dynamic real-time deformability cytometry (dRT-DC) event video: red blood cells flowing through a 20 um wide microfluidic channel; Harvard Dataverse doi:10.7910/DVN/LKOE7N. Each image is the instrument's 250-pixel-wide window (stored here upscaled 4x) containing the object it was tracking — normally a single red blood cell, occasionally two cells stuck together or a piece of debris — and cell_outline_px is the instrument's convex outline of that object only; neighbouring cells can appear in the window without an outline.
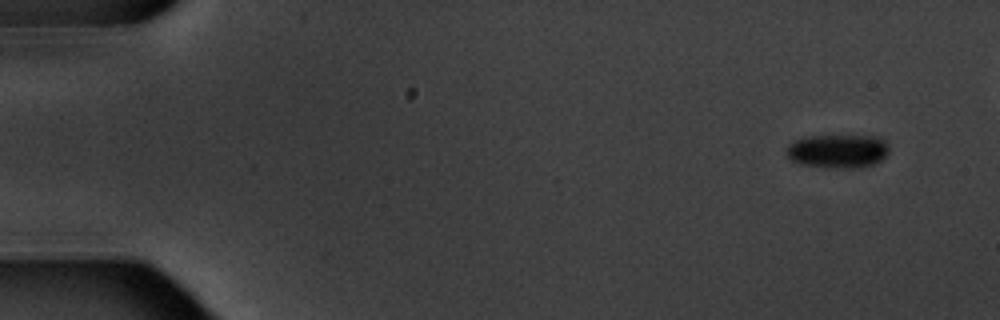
{"species": "common noctule bat (a hibernating species)", "species_latin": "Nyctalus noctula", "temperature_condition": "warm", "stored_images_in_passage": 6, "camera_frame_rate_fps": 3000, "um_per_image_px": 0.085, "animal": {"sex": "male", "body_mass_g": 20.1, "forearm_length_mm": 53.5}, "frame": {"image": 1, "passage_image": 1, "time_ms": 0.0, "image_size_px": [1000, 320], "cell_outline_px": [[888, 152], [880, 160], [872, 164], [860, 168], [824, 168], [800, 164], [792, 160], [788, 156], [784, 148], [788, 144], [796, 140], [808, 136], [876, 136], [884, 140], [888, 144]], "centroid_in_image_um": [71.18, 12.85], "position_along_channel_um": 13.8, "area_um2": 20.29}}